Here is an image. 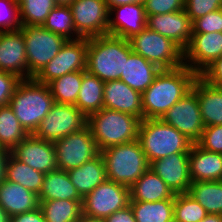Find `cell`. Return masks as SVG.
<instances>
[{"instance_id": "1", "label": "cell", "mask_w": 222, "mask_h": 222, "mask_svg": "<svg viewBox=\"0 0 222 222\" xmlns=\"http://www.w3.org/2000/svg\"><path fill=\"white\" fill-rule=\"evenodd\" d=\"M198 75L187 66L161 70L141 94L143 119H161L191 89Z\"/></svg>"}, {"instance_id": "2", "label": "cell", "mask_w": 222, "mask_h": 222, "mask_svg": "<svg viewBox=\"0 0 222 222\" xmlns=\"http://www.w3.org/2000/svg\"><path fill=\"white\" fill-rule=\"evenodd\" d=\"M132 52L127 39L113 35L88 38L86 70L101 81L119 80Z\"/></svg>"}, {"instance_id": "3", "label": "cell", "mask_w": 222, "mask_h": 222, "mask_svg": "<svg viewBox=\"0 0 222 222\" xmlns=\"http://www.w3.org/2000/svg\"><path fill=\"white\" fill-rule=\"evenodd\" d=\"M54 103L48 85L29 78L18 84L9 106L25 131L34 134Z\"/></svg>"}, {"instance_id": "4", "label": "cell", "mask_w": 222, "mask_h": 222, "mask_svg": "<svg viewBox=\"0 0 222 222\" xmlns=\"http://www.w3.org/2000/svg\"><path fill=\"white\" fill-rule=\"evenodd\" d=\"M141 119L134 115L103 108L87 117L99 151L138 139Z\"/></svg>"}, {"instance_id": "5", "label": "cell", "mask_w": 222, "mask_h": 222, "mask_svg": "<svg viewBox=\"0 0 222 222\" xmlns=\"http://www.w3.org/2000/svg\"><path fill=\"white\" fill-rule=\"evenodd\" d=\"M108 180L131 187L149 169L150 163L138 139L100 151Z\"/></svg>"}, {"instance_id": "6", "label": "cell", "mask_w": 222, "mask_h": 222, "mask_svg": "<svg viewBox=\"0 0 222 222\" xmlns=\"http://www.w3.org/2000/svg\"><path fill=\"white\" fill-rule=\"evenodd\" d=\"M138 140L149 163L173 153H189L193 144L162 119L141 120Z\"/></svg>"}, {"instance_id": "7", "label": "cell", "mask_w": 222, "mask_h": 222, "mask_svg": "<svg viewBox=\"0 0 222 222\" xmlns=\"http://www.w3.org/2000/svg\"><path fill=\"white\" fill-rule=\"evenodd\" d=\"M128 41L132 52L141 55L161 70L176 69L184 65V51L171 39L148 27Z\"/></svg>"}, {"instance_id": "8", "label": "cell", "mask_w": 222, "mask_h": 222, "mask_svg": "<svg viewBox=\"0 0 222 222\" xmlns=\"http://www.w3.org/2000/svg\"><path fill=\"white\" fill-rule=\"evenodd\" d=\"M20 29L25 41L28 79L34 78L58 54L67 39L43 26L24 25Z\"/></svg>"}, {"instance_id": "9", "label": "cell", "mask_w": 222, "mask_h": 222, "mask_svg": "<svg viewBox=\"0 0 222 222\" xmlns=\"http://www.w3.org/2000/svg\"><path fill=\"white\" fill-rule=\"evenodd\" d=\"M130 203V188L106 179L82 199L84 217L105 220Z\"/></svg>"}, {"instance_id": "10", "label": "cell", "mask_w": 222, "mask_h": 222, "mask_svg": "<svg viewBox=\"0 0 222 222\" xmlns=\"http://www.w3.org/2000/svg\"><path fill=\"white\" fill-rule=\"evenodd\" d=\"M53 143L57 169L64 171L80 167L100 153L88 126Z\"/></svg>"}, {"instance_id": "11", "label": "cell", "mask_w": 222, "mask_h": 222, "mask_svg": "<svg viewBox=\"0 0 222 222\" xmlns=\"http://www.w3.org/2000/svg\"><path fill=\"white\" fill-rule=\"evenodd\" d=\"M86 126L87 117L75 105L55 102L34 135L54 142L71 133L79 132Z\"/></svg>"}, {"instance_id": "12", "label": "cell", "mask_w": 222, "mask_h": 222, "mask_svg": "<svg viewBox=\"0 0 222 222\" xmlns=\"http://www.w3.org/2000/svg\"><path fill=\"white\" fill-rule=\"evenodd\" d=\"M88 38L67 40L58 54L34 77L40 83L74 71H86Z\"/></svg>"}, {"instance_id": "13", "label": "cell", "mask_w": 222, "mask_h": 222, "mask_svg": "<svg viewBox=\"0 0 222 222\" xmlns=\"http://www.w3.org/2000/svg\"><path fill=\"white\" fill-rule=\"evenodd\" d=\"M161 119L177 129L193 144L199 141L205 128L198 98L193 89L177 101Z\"/></svg>"}, {"instance_id": "14", "label": "cell", "mask_w": 222, "mask_h": 222, "mask_svg": "<svg viewBox=\"0 0 222 222\" xmlns=\"http://www.w3.org/2000/svg\"><path fill=\"white\" fill-rule=\"evenodd\" d=\"M74 28L81 38L107 34L109 10L105 0H73L69 5Z\"/></svg>"}, {"instance_id": "15", "label": "cell", "mask_w": 222, "mask_h": 222, "mask_svg": "<svg viewBox=\"0 0 222 222\" xmlns=\"http://www.w3.org/2000/svg\"><path fill=\"white\" fill-rule=\"evenodd\" d=\"M222 56V32L192 33L184 50V65L198 76Z\"/></svg>"}, {"instance_id": "16", "label": "cell", "mask_w": 222, "mask_h": 222, "mask_svg": "<svg viewBox=\"0 0 222 222\" xmlns=\"http://www.w3.org/2000/svg\"><path fill=\"white\" fill-rule=\"evenodd\" d=\"M10 153L34 170L44 174L57 170L54 143L29 134Z\"/></svg>"}, {"instance_id": "17", "label": "cell", "mask_w": 222, "mask_h": 222, "mask_svg": "<svg viewBox=\"0 0 222 222\" xmlns=\"http://www.w3.org/2000/svg\"><path fill=\"white\" fill-rule=\"evenodd\" d=\"M149 168L166 183L174 194L188 193L192 183L189 174V153H173L150 162Z\"/></svg>"}, {"instance_id": "18", "label": "cell", "mask_w": 222, "mask_h": 222, "mask_svg": "<svg viewBox=\"0 0 222 222\" xmlns=\"http://www.w3.org/2000/svg\"><path fill=\"white\" fill-rule=\"evenodd\" d=\"M147 27L171 39L183 51L188 47L192 38V22L185 10L149 15Z\"/></svg>"}, {"instance_id": "19", "label": "cell", "mask_w": 222, "mask_h": 222, "mask_svg": "<svg viewBox=\"0 0 222 222\" xmlns=\"http://www.w3.org/2000/svg\"><path fill=\"white\" fill-rule=\"evenodd\" d=\"M0 70L28 79L26 48L21 29L0 32Z\"/></svg>"}, {"instance_id": "20", "label": "cell", "mask_w": 222, "mask_h": 222, "mask_svg": "<svg viewBox=\"0 0 222 222\" xmlns=\"http://www.w3.org/2000/svg\"><path fill=\"white\" fill-rule=\"evenodd\" d=\"M115 17L113 18V13ZM112 16V17H111ZM147 27L144 5L132 3L113 7L109 10L107 34L129 39Z\"/></svg>"}, {"instance_id": "21", "label": "cell", "mask_w": 222, "mask_h": 222, "mask_svg": "<svg viewBox=\"0 0 222 222\" xmlns=\"http://www.w3.org/2000/svg\"><path fill=\"white\" fill-rule=\"evenodd\" d=\"M103 108L128 113L143 120L141 93L120 79L104 83Z\"/></svg>"}, {"instance_id": "22", "label": "cell", "mask_w": 222, "mask_h": 222, "mask_svg": "<svg viewBox=\"0 0 222 222\" xmlns=\"http://www.w3.org/2000/svg\"><path fill=\"white\" fill-rule=\"evenodd\" d=\"M189 174L192 182L220 181L222 177V154L210 152L197 143L189 150Z\"/></svg>"}, {"instance_id": "23", "label": "cell", "mask_w": 222, "mask_h": 222, "mask_svg": "<svg viewBox=\"0 0 222 222\" xmlns=\"http://www.w3.org/2000/svg\"><path fill=\"white\" fill-rule=\"evenodd\" d=\"M192 89L198 98L204 126L222 125V87L211 85L198 76Z\"/></svg>"}, {"instance_id": "24", "label": "cell", "mask_w": 222, "mask_h": 222, "mask_svg": "<svg viewBox=\"0 0 222 222\" xmlns=\"http://www.w3.org/2000/svg\"><path fill=\"white\" fill-rule=\"evenodd\" d=\"M0 206L12 217L38 208L39 199L22 185L4 179L0 183Z\"/></svg>"}, {"instance_id": "25", "label": "cell", "mask_w": 222, "mask_h": 222, "mask_svg": "<svg viewBox=\"0 0 222 222\" xmlns=\"http://www.w3.org/2000/svg\"><path fill=\"white\" fill-rule=\"evenodd\" d=\"M161 69L141 55L131 52L125 59L124 74L120 80L139 93H143L154 81Z\"/></svg>"}, {"instance_id": "26", "label": "cell", "mask_w": 222, "mask_h": 222, "mask_svg": "<svg viewBox=\"0 0 222 222\" xmlns=\"http://www.w3.org/2000/svg\"><path fill=\"white\" fill-rule=\"evenodd\" d=\"M67 173L82 199L107 179L104 159L100 153Z\"/></svg>"}, {"instance_id": "27", "label": "cell", "mask_w": 222, "mask_h": 222, "mask_svg": "<svg viewBox=\"0 0 222 222\" xmlns=\"http://www.w3.org/2000/svg\"><path fill=\"white\" fill-rule=\"evenodd\" d=\"M175 199V194L150 168L130 187V201L155 202Z\"/></svg>"}, {"instance_id": "28", "label": "cell", "mask_w": 222, "mask_h": 222, "mask_svg": "<svg viewBox=\"0 0 222 222\" xmlns=\"http://www.w3.org/2000/svg\"><path fill=\"white\" fill-rule=\"evenodd\" d=\"M39 201L56 199L82 200L67 171L57 169L44 175Z\"/></svg>"}, {"instance_id": "29", "label": "cell", "mask_w": 222, "mask_h": 222, "mask_svg": "<svg viewBox=\"0 0 222 222\" xmlns=\"http://www.w3.org/2000/svg\"><path fill=\"white\" fill-rule=\"evenodd\" d=\"M104 83L87 70L83 71V80L75 106L86 117L103 109Z\"/></svg>"}, {"instance_id": "30", "label": "cell", "mask_w": 222, "mask_h": 222, "mask_svg": "<svg viewBox=\"0 0 222 222\" xmlns=\"http://www.w3.org/2000/svg\"><path fill=\"white\" fill-rule=\"evenodd\" d=\"M44 175L16 159L11 153L6 159L4 179L18 183L36 195H39L41 191Z\"/></svg>"}, {"instance_id": "31", "label": "cell", "mask_w": 222, "mask_h": 222, "mask_svg": "<svg viewBox=\"0 0 222 222\" xmlns=\"http://www.w3.org/2000/svg\"><path fill=\"white\" fill-rule=\"evenodd\" d=\"M46 222H80L82 200L56 199L39 201Z\"/></svg>"}, {"instance_id": "32", "label": "cell", "mask_w": 222, "mask_h": 222, "mask_svg": "<svg viewBox=\"0 0 222 222\" xmlns=\"http://www.w3.org/2000/svg\"><path fill=\"white\" fill-rule=\"evenodd\" d=\"M136 222H174V199L155 202L130 201Z\"/></svg>"}, {"instance_id": "33", "label": "cell", "mask_w": 222, "mask_h": 222, "mask_svg": "<svg viewBox=\"0 0 222 222\" xmlns=\"http://www.w3.org/2000/svg\"><path fill=\"white\" fill-rule=\"evenodd\" d=\"M190 194L208 214L222 215V184L220 181L192 182Z\"/></svg>"}, {"instance_id": "34", "label": "cell", "mask_w": 222, "mask_h": 222, "mask_svg": "<svg viewBox=\"0 0 222 222\" xmlns=\"http://www.w3.org/2000/svg\"><path fill=\"white\" fill-rule=\"evenodd\" d=\"M83 80V71H74L58 77L47 85L54 102L75 105Z\"/></svg>"}, {"instance_id": "35", "label": "cell", "mask_w": 222, "mask_h": 222, "mask_svg": "<svg viewBox=\"0 0 222 222\" xmlns=\"http://www.w3.org/2000/svg\"><path fill=\"white\" fill-rule=\"evenodd\" d=\"M28 135L13 109L9 105L0 107V147L11 151Z\"/></svg>"}, {"instance_id": "36", "label": "cell", "mask_w": 222, "mask_h": 222, "mask_svg": "<svg viewBox=\"0 0 222 222\" xmlns=\"http://www.w3.org/2000/svg\"><path fill=\"white\" fill-rule=\"evenodd\" d=\"M42 26L50 32L65 37L67 40L81 38L74 28L72 12L69 5H56L51 10Z\"/></svg>"}, {"instance_id": "37", "label": "cell", "mask_w": 222, "mask_h": 222, "mask_svg": "<svg viewBox=\"0 0 222 222\" xmlns=\"http://www.w3.org/2000/svg\"><path fill=\"white\" fill-rule=\"evenodd\" d=\"M22 26H42L51 10L56 6L54 0H18Z\"/></svg>"}, {"instance_id": "38", "label": "cell", "mask_w": 222, "mask_h": 222, "mask_svg": "<svg viewBox=\"0 0 222 222\" xmlns=\"http://www.w3.org/2000/svg\"><path fill=\"white\" fill-rule=\"evenodd\" d=\"M207 214V211L190 194H175L174 222H200Z\"/></svg>"}, {"instance_id": "39", "label": "cell", "mask_w": 222, "mask_h": 222, "mask_svg": "<svg viewBox=\"0 0 222 222\" xmlns=\"http://www.w3.org/2000/svg\"><path fill=\"white\" fill-rule=\"evenodd\" d=\"M22 27L18 0H0V32Z\"/></svg>"}, {"instance_id": "40", "label": "cell", "mask_w": 222, "mask_h": 222, "mask_svg": "<svg viewBox=\"0 0 222 222\" xmlns=\"http://www.w3.org/2000/svg\"><path fill=\"white\" fill-rule=\"evenodd\" d=\"M222 8V0H184V10L191 22Z\"/></svg>"}, {"instance_id": "41", "label": "cell", "mask_w": 222, "mask_h": 222, "mask_svg": "<svg viewBox=\"0 0 222 222\" xmlns=\"http://www.w3.org/2000/svg\"><path fill=\"white\" fill-rule=\"evenodd\" d=\"M222 32V8L192 22V33Z\"/></svg>"}, {"instance_id": "42", "label": "cell", "mask_w": 222, "mask_h": 222, "mask_svg": "<svg viewBox=\"0 0 222 222\" xmlns=\"http://www.w3.org/2000/svg\"><path fill=\"white\" fill-rule=\"evenodd\" d=\"M197 144L207 151L222 154V125L205 127Z\"/></svg>"}, {"instance_id": "43", "label": "cell", "mask_w": 222, "mask_h": 222, "mask_svg": "<svg viewBox=\"0 0 222 222\" xmlns=\"http://www.w3.org/2000/svg\"><path fill=\"white\" fill-rule=\"evenodd\" d=\"M146 16L177 12L184 9V0H144Z\"/></svg>"}, {"instance_id": "44", "label": "cell", "mask_w": 222, "mask_h": 222, "mask_svg": "<svg viewBox=\"0 0 222 222\" xmlns=\"http://www.w3.org/2000/svg\"><path fill=\"white\" fill-rule=\"evenodd\" d=\"M21 78L15 74L0 70V107L7 106Z\"/></svg>"}, {"instance_id": "45", "label": "cell", "mask_w": 222, "mask_h": 222, "mask_svg": "<svg viewBox=\"0 0 222 222\" xmlns=\"http://www.w3.org/2000/svg\"><path fill=\"white\" fill-rule=\"evenodd\" d=\"M199 76L211 85L222 87V56L209 65Z\"/></svg>"}, {"instance_id": "46", "label": "cell", "mask_w": 222, "mask_h": 222, "mask_svg": "<svg viewBox=\"0 0 222 222\" xmlns=\"http://www.w3.org/2000/svg\"><path fill=\"white\" fill-rule=\"evenodd\" d=\"M10 222H46L40 207L22 214L10 217Z\"/></svg>"}, {"instance_id": "47", "label": "cell", "mask_w": 222, "mask_h": 222, "mask_svg": "<svg viewBox=\"0 0 222 222\" xmlns=\"http://www.w3.org/2000/svg\"><path fill=\"white\" fill-rule=\"evenodd\" d=\"M105 222H136L131 206L112 213Z\"/></svg>"}, {"instance_id": "48", "label": "cell", "mask_w": 222, "mask_h": 222, "mask_svg": "<svg viewBox=\"0 0 222 222\" xmlns=\"http://www.w3.org/2000/svg\"><path fill=\"white\" fill-rule=\"evenodd\" d=\"M107 9L110 10L113 7L132 4V3H140L143 4L144 0H105Z\"/></svg>"}, {"instance_id": "49", "label": "cell", "mask_w": 222, "mask_h": 222, "mask_svg": "<svg viewBox=\"0 0 222 222\" xmlns=\"http://www.w3.org/2000/svg\"><path fill=\"white\" fill-rule=\"evenodd\" d=\"M10 151L0 147V183L4 180L5 163Z\"/></svg>"}, {"instance_id": "50", "label": "cell", "mask_w": 222, "mask_h": 222, "mask_svg": "<svg viewBox=\"0 0 222 222\" xmlns=\"http://www.w3.org/2000/svg\"><path fill=\"white\" fill-rule=\"evenodd\" d=\"M200 222H222V215L219 214H207Z\"/></svg>"}, {"instance_id": "51", "label": "cell", "mask_w": 222, "mask_h": 222, "mask_svg": "<svg viewBox=\"0 0 222 222\" xmlns=\"http://www.w3.org/2000/svg\"><path fill=\"white\" fill-rule=\"evenodd\" d=\"M0 222H10V217L5 210L0 206Z\"/></svg>"}, {"instance_id": "52", "label": "cell", "mask_w": 222, "mask_h": 222, "mask_svg": "<svg viewBox=\"0 0 222 222\" xmlns=\"http://www.w3.org/2000/svg\"><path fill=\"white\" fill-rule=\"evenodd\" d=\"M80 222H105V220L101 219H92V218H87V217H82Z\"/></svg>"}, {"instance_id": "53", "label": "cell", "mask_w": 222, "mask_h": 222, "mask_svg": "<svg viewBox=\"0 0 222 222\" xmlns=\"http://www.w3.org/2000/svg\"><path fill=\"white\" fill-rule=\"evenodd\" d=\"M73 0H54L56 5H70Z\"/></svg>"}]
</instances>
